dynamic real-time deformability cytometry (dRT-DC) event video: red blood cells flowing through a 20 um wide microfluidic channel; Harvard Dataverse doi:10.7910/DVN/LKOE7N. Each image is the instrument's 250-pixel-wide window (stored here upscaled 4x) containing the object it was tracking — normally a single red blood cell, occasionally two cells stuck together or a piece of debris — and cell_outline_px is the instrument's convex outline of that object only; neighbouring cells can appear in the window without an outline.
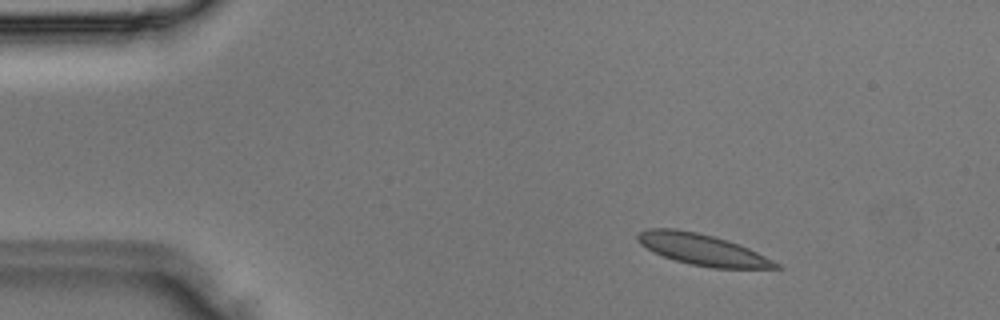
{"species": "Egyptian fruit bat (a non-hibernating species)", "species_latin": "Rousettus aegyptiacus", "temperature_condition": "room temperature", "stored_images_in_passage": 3, "camera_frame_rate_fps": 3000, "um_per_image_px": 0.085, "animal": {"sex": "male"}, "frame": {"image": 1, "passage_image": 1, "time_ms": 0.0, "image_size_px": [1000, 320], "cell_outline_px": [[784, 268], [712, 268], [692, 264], [676, 260], [664, 256], [640, 244], [636, 240], [636, 236], [640, 232], [648, 228], [676, 228], [696, 232], [728, 240], [748, 248], [780, 264]], "centroid_in_image_um": [59.69, 21.2], "position_along_channel_um": 25.3, "area_um2": 24.74}}